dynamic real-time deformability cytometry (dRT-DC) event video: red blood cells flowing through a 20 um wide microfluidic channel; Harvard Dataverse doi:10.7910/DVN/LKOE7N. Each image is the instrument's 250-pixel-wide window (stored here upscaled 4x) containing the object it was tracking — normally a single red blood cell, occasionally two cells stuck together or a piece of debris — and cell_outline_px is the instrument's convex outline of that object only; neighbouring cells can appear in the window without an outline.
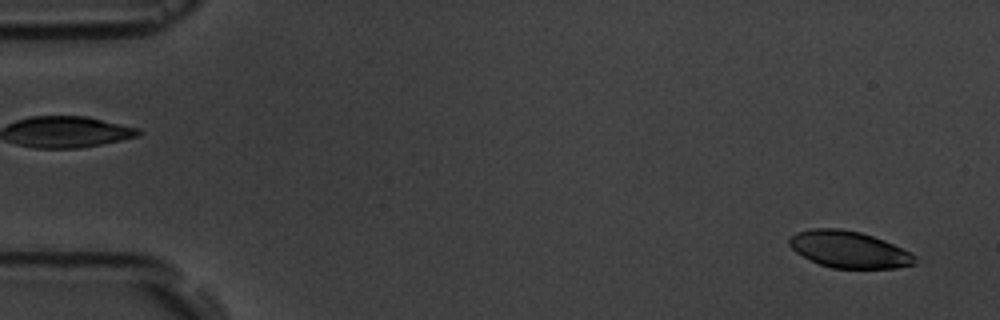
{"species": "common noctule bat (a hibernating species)", "species_latin": "Nyctalus noctula", "temperature_condition": "room temperature", "stored_images_in_passage": 6, "camera_frame_rate_fps": 3000, "um_per_image_px": 0.085, "animal": {"sex": "male", "body_mass_g": 19.5, "forearm_length_mm": 54.6}, "frame": {"image": 1, "passage_image": 1, "time_ms": 0.0, "image_size_px": [1000, 320], "cell_outline_px": [[916, 264], [896, 268], [832, 268], [820, 264], [796, 252], [788, 244], [788, 240], [796, 232], [812, 228], [840, 228], [860, 232], [884, 240], [916, 256]], "centroid_in_image_um": [72.15, 21.2], "position_along_channel_um": 12.8, "area_um2": 26.65}}
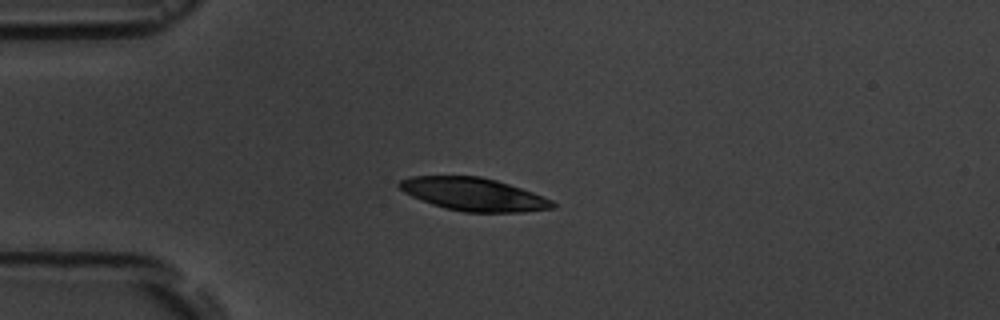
{"frame": {"image": 2, "passage_image": 4, "time_ms": 3.667, "image_size_px": [1000, 320], "cell_outline_px": [[556, 208], [524, 212], [464, 212], [444, 208], [432, 204], [412, 196], [404, 192], [396, 184], [400, 180], [412, 176], [480, 176], [496, 180], [532, 192], [552, 200], [556, 204]], "centroid_in_image_um": [40.26, 16.52], "position_along_channel_um": 44.7, "area_um2": 29.36}}